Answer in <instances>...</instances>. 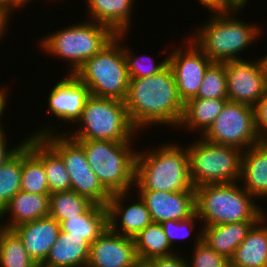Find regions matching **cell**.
<instances>
[{"label": "cell", "mask_w": 267, "mask_h": 267, "mask_svg": "<svg viewBox=\"0 0 267 267\" xmlns=\"http://www.w3.org/2000/svg\"><path fill=\"white\" fill-rule=\"evenodd\" d=\"M125 106L138 131L157 124L177 128L183 117L184 103L178 95L171 67L167 65L148 77L130 78Z\"/></svg>", "instance_id": "1"}, {"label": "cell", "mask_w": 267, "mask_h": 267, "mask_svg": "<svg viewBox=\"0 0 267 267\" xmlns=\"http://www.w3.org/2000/svg\"><path fill=\"white\" fill-rule=\"evenodd\" d=\"M242 10L234 8L211 12V19L198 26L189 38L213 62L243 60L237 55H240L249 45L252 46L263 31L257 23L252 24L249 21L246 23L235 16Z\"/></svg>", "instance_id": "2"}, {"label": "cell", "mask_w": 267, "mask_h": 267, "mask_svg": "<svg viewBox=\"0 0 267 267\" xmlns=\"http://www.w3.org/2000/svg\"><path fill=\"white\" fill-rule=\"evenodd\" d=\"M173 143L167 142L150 151H137L136 190L195 191L189 176L186 145Z\"/></svg>", "instance_id": "3"}, {"label": "cell", "mask_w": 267, "mask_h": 267, "mask_svg": "<svg viewBox=\"0 0 267 267\" xmlns=\"http://www.w3.org/2000/svg\"><path fill=\"white\" fill-rule=\"evenodd\" d=\"M255 201L238 181L195 188V208L202 226L258 221L262 207Z\"/></svg>", "instance_id": "4"}, {"label": "cell", "mask_w": 267, "mask_h": 267, "mask_svg": "<svg viewBox=\"0 0 267 267\" xmlns=\"http://www.w3.org/2000/svg\"><path fill=\"white\" fill-rule=\"evenodd\" d=\"M75 124H79L75 132L66 130L75 140L133 142V136L139 134L129 119L125 101L113 98L90 95Z\"/></svg>", "instance_id": "5"}, {"label": "cell", "mask_w": 267, "mask_h": 267, "mask_svg": "<svg viewBox=\"0 0 267 267\" xmlns=\"http://www.w3.org/2000/svg\"><path fill=\"white\" fill-rule=\"evenodd\" d=\"M127 35L117 34L74 74L88 87L91 95L125 101L130 77L122 44Z\"/></svg>", "instance_id": "6"}, {"label": "cell", "mask_w": 267, "mask_h": 267, "mask_svg": "<svg viewBox=\"0 0 267 267\" xmlns=\"http://www.w3.org/2000/svg\"><path fill=\"white\" fill-rule=\"evenodd\" d=\"M116 34L107 26L87 20L72 24L40 38V50L50 56L69 61V74L76 71L91 57L99 53Z\"/></svg>", "instance_id": "7"}, {"label": "cell", "mask_w": 267, "mask_h": 267, "mask_svg": "<svg viewBox=\"0 0 267 267\" xmlns=\"http://www.w3.org/2000/svg\"><path fill=\"white\" fill-rule=\"evenodd\" d=\"M87 162L101 184L111 193L130 192L134 188L137 151L133 142L77 140Z\"/></svg>", "instance_id": "8"}, {"label": "cell", "mask_w": 267, "mask_h": 267, "mask_svg": "<svg viewBox=\"0 0 267 267\" xmlns=\"http://www.w3.org/2000/svg\"><path fill=\"white\" fill-rule=\"evenodd\" d=\"M50 125L40 128V131L38 128L30 136L41 137L61 157L70 177L71 190L95 204L106 206L112 194L93 173L82 145L64 132L59 134L56 127Z\"/></svg>", "instance_id": "9"}, {"label": "cell", "mask_w": 267, "mask_h": 267, "mask_svg": "<svg viewBox=\"0 0 267 267\" xmlns=\"http://www.w3.org/2000/svg\"><path fill=\"white\" fill-rule=\"evenodd\" d=\"M187 145L189 176L194 188L239 181L243 151L211 143L201 136Z\"/></svg>", "instance_id": "10"}, {"label": "cell", "mask_w": 267, "mask_h": 267, "mask_svg": "<svg viewBox=\"0 0 267 267\" xmlns=\"http://www.w3.org/2000/svg\"><path fill=\"white\" fill-rule=\"evenodd\" d=\"M202 138L246 151L260 143L255 130L254 107L227 100L221 113Z\"/></svg>", "instance_id": "11"}, {"label": "cell", "mask_w": 267, "mask_h": 267, "mask_svg": "<svg viewBox=\"0 0 267 267\" xmlns=\"http://www.w3.org/2000/svg\"><path fill=\"white\" fill-rule=\"evenodd\" d=\"M168 55L180 99L185 104L198 94L204 74L213 61L190 39ZM185 47V48H184Z\"/></svg>", "instance_id": "12"}, {"label": "cell", "mask_w": 267, "mask_h": 267, "mask_svg": "<svg viewBox=\"0 0 267 267\" xmlns=\"http://www.w3.org/2000/svg\"><path fill=\"white\" fill-rule=\"evenodd\" d=\"M250 61L226 62L227 92L229 101L254 107L267 90V79L261 57Z\"/></svg>", "instance_id": "13"}, {"label": "cell", "mask_w": 267, "mask_h": 267, "mask_svg": "<svg viewBox=\"0 0 267 267\" xmlns=\"http://www.w3.org/2000/svg\"><path fill=\"white\" fill-rule=\"evenodd\" d=\"M51 89L47 99V113H51V117H57L63 124L64 122L66 125L76 123L91 95L88 87L74 74H67Z\"/></svg>", "instance_id": "14"}, {"label": "cell", "mask_w": 267, "mask_h": 267, "mask_svg": "<svg viewBox=\"0 0 267 267\" xmlns=\"http://www.w3.org/2000/svg\"><path fill=\"white\" fill-rule=\"evenodd\" d=\"M134 239L109 228L90 245L87 267H137Z\"/></svg>", "instance_id": "15"}, {"label": "cell", "mask_w": 267, "mask_h": 267, "mask_svg": "<svg viewBox=\"0 0 267 267\" xmlns=\"http://www.w3.org/2000/svg\"><path fill=\"white\" fill-rule=\"evenodd\" d=\"M129 193L131 192L113 193L111 195L106 205L108 228L122 236L134 238L153 221L145 202L139 195H137L138 200L136 202L132 203L131 201V205H125L126 197L130 196Z\"/></svg>", "instance_id": "16"}, {"label": "cell", "mask_w": 267, "mask_h": 267, "mask_svg": "<svg viewBox=\"0 0 267 267\" xmlns=\"http://www.w3.org/2000/svg\"><path fill=\"white\" fill-rule=\"evenodd\" d=\"M137 191V195L145 202L155 223L186 219L196 211L195 191Z\"/></svg>", "instance_id": "17"}, {"label": "cell", "mask_w": 267, "mask_h": 267, "mask_svg": "<svg viewBox=\"0 0 267 267\" xmlns=\"http://www.w3.org/2000/svg\"><path fill=\"white\" fill-rule=\"evenodd\" d=\"M13 230L21 238L26 252L38 265L46 260L61 231L60 223L50 216L20 224Z\"/></svg>", "instance_id": "18"}, {"label": "cell", "mask_w": 267, "mask_h": 267, "mask_svg": "<svg viewBox=\"0 0 267 267\" xmlns=\"http://www.w3.org/2000/svg\"><path fill=\"white\" fill-rule=\"evenodd\" d=\"M50 194H33L25 191L16 193L0 212L1 227L13 229L16 226L44 218L49 215ZM9 214V215H8Z\"/></svg>", "instance_id": "19"}, {"label": "cell", "mask_w": 267, "mask_h": 267, "mask_svg": "<svg viewBox=\"0 0 267 267\" xmlns=\"http://www.w3.org/2000/svg\"><path fill=\"white\" fill-rule=\"evenodd\" d=\"M239 182L255 199L267 198V148L261 142L243 151Z\"/></svg>", "instance_id": "20"}, {"label": "cell", "mask_w": 267, "mask_h": 267, "mask_svg": "<svg viewBox=\"0 0 267 267\" xmlns=\"http://www.w3.org/2000/svg\"><path fill=\"white\" fill-rule=\"evenodd\" d=\"M90 245L82 236L60 231L46 260L41 265L45 267H87Z\"/></svg>", "instance_id": "21"}, {"label": "cell", "mask_w": 267, "mask_h": 267, "mask_svg": "<svg viewBox=\"0 0 267 267\" xmlns=\"http://www.w3.org/2000/svg\"><path fill=\"white\" fill-rule=\"evenodd\" d=\"M89 20L109 27L116 35L130 31L135 0H85ZM131 15V16H130Z\"/></svg>", "instance_id": "22"}, {"label": "cell", "mask_w": 267, "mask_h": 267, "mask_svg": "<svg viewBox=\"0 0 267 267\" xmlns=\"http://www.w3.org/2000/svg\"><path fill=\"white\" fill-rule=\"evenodd\" d=\"M257 221H241L214 226H203L202 241L217 253L230 260L236 248L246 238Z\"/></svg>", "instance_id": "23"}, {"label": "cell", "mask_w": 267, "mask_h": 267, "mask_svg": "<svg viewBox=\"0 0 267 267\" xmlns=\"http://www.w3.org/2000/svg\"><path fill=\"white\" fill-rule=\"evenodd\" d=\"M30 152L43 164L50 194L71 190L63 160L41 137L30 136Z\"/></svg>", "instance_id": "24"}, {"label": "cell", "mask_w": 267, "mask_h": 267, "mask_svg": "<svg viewBox=\"0 0 267 267\" xmlns=\"http://www.w3.org/2000/svg\"><path fill=\"white\" fill-rule=\"evenodd\" d=\"M230 267H267V229L258 220L236 248Z\"/></svg>", "instance_id": "25"}, {"label": "cell", "mask_w": 267, "mask_h": 267, "mask_svg": "<svg viewBox=\"0 0 267 267\" xmlns=\"http://www.w3.org/2000/svg\"><path fill=\"white\" fill-rule=\"evenodd\" d=\"M228 99L192 98L184 104V112L180 125L188 131H196L202 136L221 113ZM200 131V132H199Z\"/></svg>", "instance_id": "26"}, {"label": "cell", "mask_w": 267, "mask_h": 267, "mask_svg": "<svg viewBox=\"0 0 267 267\" xmlns=\"http://www.w3.org/2000/svg\"><path fill=\"white\" fill-rule=\"evenodd\" d=\"M108 228L106 206L94 204L86 213L60 222V230L70 235L82 236L90 244Z\"/></svg>", "instance_id": "27"}, {"label": "cell", "mask_w": 267, "mask_h": 267, "mask_svg": "<svg viewBox=\"0 0 267 267\" xmlns=\"http://www.w3.org/2000/svg\"><path fill=\"white\" fill-rule=\"evenodd\" d=\"M133 239L139 263H146L152 258L174 254L160 223L152 222Z\"/></svg>", "instance_id": "28"}, {"label": "cell", "mask_w": 267, "mask_h": 267, "mask_svg": "<svg viewBox=\"0 0 267 267\" xmlns=\"http://www.w3.org/2000/svg\"><path fill=\"white\" fill-rule=\"evenodd\" d=\"M21 191L50 194L43 164L30 152V136L22 144Z\"/></svg>", "instance_id": "29"}, {"label": "cell", "mask_w": 267, "mask_h": 267, "mask_svg": "<svg viewBox=\"0 0 267 267\" xmlns=\"http://www.w3.org/2000/svg\"><path fill=\"white\" fill-rule=\"evenodd\" d=\"M95 203L73 190L50 194L49 215L59 223L86 213Z\"/></svg>", "instance_id": "30"}, {"label": "cell", "mask_w": 267, "mask_h": 267, "mask_svg": "<svg viewBox=\"0 0 267 267\" xmlns=\"http://www.w3.org/2000/svg\"><path fill=\"white\" fill-rule=\"evenodd\" d=\"M13 229L0 228V267H36Z\"/></svg>", "instance_id": "31"}, {"label": "cell", "mask_w": 267, "mask_h": 267, "mask_svg": "<svg viewBox=\"0 0 267 267\" xmlns=\"http://www.w3.org/2000/svg\"><path fill=\"white\" fill-rule=\"evenodd\" d=\"M22 145L0 166V212L21 191Z\"/></svg>", "instance_id": "32"}, {"label": "cell", "mask_w": 267, "mask_h": 267, "mask_svg": "<svg viewBox=\"0 0 267 267\" xmlns=\"http://www.w3.org/2000/svg\"><path fill=\"white\" fill-rule=\"evenodd\" d=\"M194 98L228 99L226 62H213L206 70L198 94Z\"/></svg>", "instance_id": "33"}, {"label": "cell", "mask_w": 267, "mask_h": 267, "mask_svg": "<svg viewBox=\"0 0 267 267\" xmlns=\"http://www.w3.org/2000/svg\"><path fill=\"white\" fill-rule=\"evenodd\" d=\"M198 236L194 238V251L188 267H230L229 260L223 255L217 253L215 250L210 248L205 242L202 241V226Z\"/></svg>", "instance_id": "34"}, {"label": "cell", "mask_w": 267, "mask_h": 267, "mask_svg": "<svg viewBox=\"0 0 267 267\" xmlns=\"http://www.w3.org/2000/svg\"><path fill=\"white\" fill-rule=\"evenodd\" d=\"M123 49L130 78H142L155 75L168 65V56H166L160 63H157L152 57V62L150 61V58V60H147V58L145 59L144 57H147L146 55H140V57H137L136 55L134 56V54L130 52L131 49H128V45L125 47L124 44Z\"/></svg>", "instance_id": "35"}, {"label": "cell", "mask_w": 267, "mask_h": 267, "mask_svg": "<svg viewBox=\"0 0 267 267\" xmlns=\"http://www.w3.org/2000/svg\"><path fill=\"white\" fill-rule=\"evenodd\" d=\"M198 220V221H197ZM199 217L195 211L191 216L182 220H168L163 221L161 224L165 235L167 236L171 247L176 243L178 239H187L191 236L195 229V224L199 222Z\"/></svg>", "instance_id": "36"}, {"label": "cell", "mask_w": 267, "mask_h": 267, "mask_svg": "<svg viewBox=\"0 0 267 267\" xmlns=\"http://www.w3.org/2000/svg\"><path fill=\"white\" fill-rule=\"evenodd\" d=\"M255 130L261 139L267 133V90L254 106Z\"/></svg>", "instance_id": "37"}, {"label": "cell", "mask_w": 267, "mask_h": 267, "mask_svg": "<svg viewBox=\"0 0 267 267\" xmlns=\"http://www.w3.org/2000/svg\"><path fill=\"white\" fill-rule=\"evenodd\" d=\"M176 252L169 256H162L150 259L146 264L149 267H188V260ZM185 258V259H184Z\"/></svg>", "instance_id": "38"}, {"label": "cell", "mask_w": 267, "mask_h": 267, "mask_svg": "<svg viewBox=\"0 0 267 267\" xmlns=\"http://www.w3.org/2000/svg\"><path fill=\"white\" fill-rule=\"evenodd\" d=\"M6 133H0V166L8 160L17 150L18 148L25 142V139L19 142V145L13 146L14 148H9L7 145V139L5 135Z\"/></svg>", "instance_id": "39"}, {"label": "cell", "mask_w": 267, "mask_h": 267, "mask_svg": "<svg viewBox=\"0 0 267 267\" xmlns=\"http://www.w3.org/2000/svg\"><path fill=\"white\" fill-rule=\"evenodd\" d=\"M202 4L203 8L210 10L209 12L227 11L228 0H197Z\"/></svg>", "instance_id": "40"}, {"label": "cell", "mask_w": 267, "mask_h": 267, "mask_svg": "<svg viewBox=\"0 0 267 267\" xmlns=\"http://www.w3.org/2000/svg\"><path fill=\"white\" fill-rule=\"evenodd\" d=\"M12 13L5 9L4 7L0 6V40L4 36V32H7L8 26L7 24L10 22V15ZM6 29V30H5Z\"/></svg>", "instance_id": "41"}, {"label": "cell", "mask_w": 267, "mask_h": 267, "mask_svg": "<svg viewBox=\"0 0 267 267\" xmlns=\"http://www.w3.org/2000/svg\"><path fill=\"white\" fill-rule=\"evenodd\" d=\"M7 93H8V90H5V88L0 87V133L5 131L3 126L1 125L2 124L1 123L2 122L1 119L3 117H5L3 115H5L4 114V112L6 110L5 107H6L7 102H8V94Z\"/></svg>", "instance_id": "42"}, {"label": "cell", "mask_w": 267, "mask_h": 267, "mask_svg": "<svg viewBox=\"0 0 267 267\" xmlns=\"http://www.w3.org/2000/svg\"><path fill=\"white\" fill-rule=\"evenodd\" d=\"M249 0H228V10L243 9Z\"/></svg>", "instance_id": "43"}, {"label": "cell", "mask_w": 267, "mask_h": 267, "mask_svg": "<svg viewBox=\"0 0 267 267\" xmlns=\"http://www.w3.org/2000/svg\"><path fill=\"white\" fill-rule=\"evenodd\" d=\"M32 0H10V12L13 13L12 11L16 8H24L27 7L25 5H28L27 3H29Z\"/></svg>", "instance_id": "44"}, {"label": "cell", "mask_w": 267, "mask_h": 267, "mask_svg": "<svg viewBox=\"0 0 267 267\" xmlns=\"http://www.w3.org/2000/svg\"><path fill=\"white\" fill-rule=\"evenodd\" d=\"M265 210L264 209H262V211H261V214H260V217H259V221L266 227V229H267V223H265V222H267V214H265L266 213V211L264 212Z\"/></svg>", "instance_id": "45"}, {"label": "cell", "mask_w": 267, "mask_h": 267, "mask_svg": "<svg viewBox=\"0 0 267 267\" xmlns=\"http://www.w3.org/2000/svg\"><path fill=\"white\" fill-rule=\"evenodd\" d=\"M0 6L10 11V0H0Z\"/></svg>", "instance_id": "46"}, {"label": "cell", "mask_w": 267, "mask_h": 267, "mask_svg": "<svg viewBox=\"0 0 267 267\" xmlns=\"http://www.w3.org/2000/svg\"><path fill=\"white\" fill-rule=\"evenodd\" d=\"M261 59H262V61L264 63V67H265V70H266V79H267V53Z\"/></svg>", "instance_id": "47"}, {"label": "cell", "mask_w": 267, "mask_h": 267, "mask_svg": "<svg viewBox=\"0 0 267 267\" xmlns=\"http://www.w3.org/2000/svg\"><path fill=\"white\" fill-rule=\"evenodd\" d=\"M260 142L267 148V133L260 139Z\"/></svg>", "instance_id": "48"}, {"label": "cell", "mask_w": 267, "mask_h": 267, "mask_svg": "<svg viewBox=\"0 0 267 267\" xmlns=\"http://www.w3.org/2000/svg\"><path fill=\"white\" fill-rule=\"evenodd\" d=\"M137 267H149L146 263H140Z\"/></svg>", "instance_id": "49"}]
</instances>
